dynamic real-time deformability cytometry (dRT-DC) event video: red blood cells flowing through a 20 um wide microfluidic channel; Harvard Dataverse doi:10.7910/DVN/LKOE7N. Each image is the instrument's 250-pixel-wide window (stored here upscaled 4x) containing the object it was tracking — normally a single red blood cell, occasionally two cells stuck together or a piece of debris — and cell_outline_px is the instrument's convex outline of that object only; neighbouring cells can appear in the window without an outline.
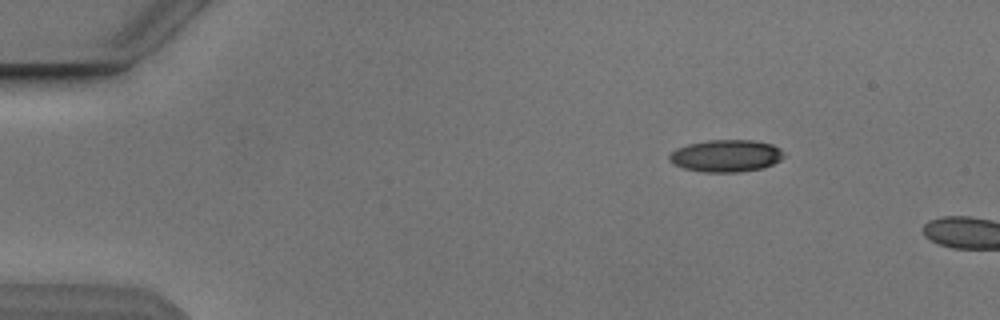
{"species": "Egyptian fruit bat (a non-hibernating species)", "species_latin": "Rousettus aegyptiacus", "temperature_condition": "cold", "stored_images_in_passage": 2, "camera_frame_rate_fps": 3000, "um_per_image_px": 0.085, "animal": {"sex": "male"}, "frame": {"image": 1, "passage_image": 1, "time_ms": 0.0, "image_size_px": [1000, 320], "cell_outline_px": [[784, 156], [780, 160], [764, 168], [736, 172], [704, 172], [684, 168], [668, 160], [668, 156], [676, 148], [688, 144], [708, 140], [752, 140], [772, 144], [780, 148]], "centroid_in_image_um": [61.72, 13.24], "position_along_channel_um": 23.3, "area_um2": 21.39}}